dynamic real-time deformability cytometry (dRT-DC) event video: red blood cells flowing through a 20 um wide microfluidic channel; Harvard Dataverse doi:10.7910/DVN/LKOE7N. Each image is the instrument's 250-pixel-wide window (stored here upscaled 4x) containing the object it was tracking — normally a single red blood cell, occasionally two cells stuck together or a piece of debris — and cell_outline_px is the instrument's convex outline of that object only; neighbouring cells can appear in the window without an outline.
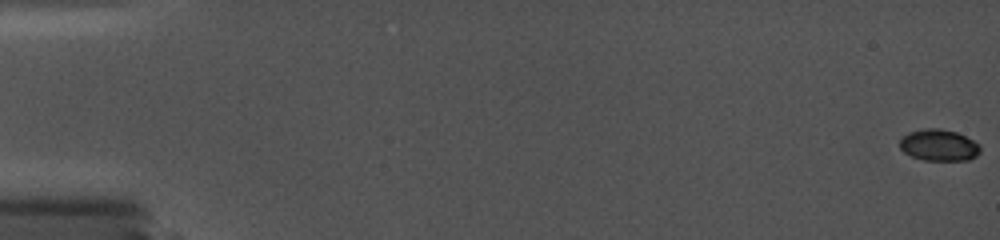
{"species": "common noctule bat (a hibernating species)", "species_latin": "Nyctalus noctula", "temperature_condition": "cold", "stored_images_in_passage": 83, "camera_frame_rate_fps": 5000, "um_per_image_px": 0.085, "animal": {"sex": "female", "body_mass_g": 19.0, "forearm_length_mm": 56.7}, "frame": {"image": 1, "passage_image": 1, "time_ms": 0.0, "image_size_px": [1000, 240], "cell_outline_px": [[980, 152], [976, 156], [968, 160], [924, 160], [912, 156], [904, 152], [900, 148], [900, 136], [908, 132], [924, 128], [940, 128], [956, 132], [980, 144]], "centroid_in_image_um": [79.78, 12.33], "position_along_channel_um": 5.2, "area_um2": 14.85}}
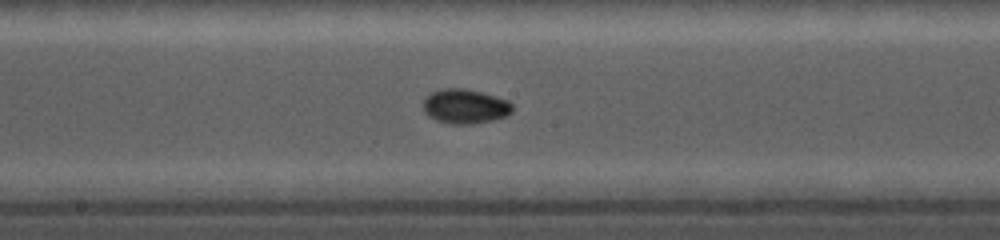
{"frame": {"image": 2, "passage_image": 48, "time_ms": 10.0, "image_size_px": [1000, 240], "cell_outline_px": [[512, 112], [508, 116], [492, 120], [472, 124], [452, 124], [436, 120], [428, 116], [424, 112], [424, 100], [428, 92], [440, 88], [464, 88], [496, 96], [508, 100], [512, 104]], "centroid_in_image_um": [39.52, 9.03], "position_along_channel_um": 208.7, "area_um2": 18.15}}
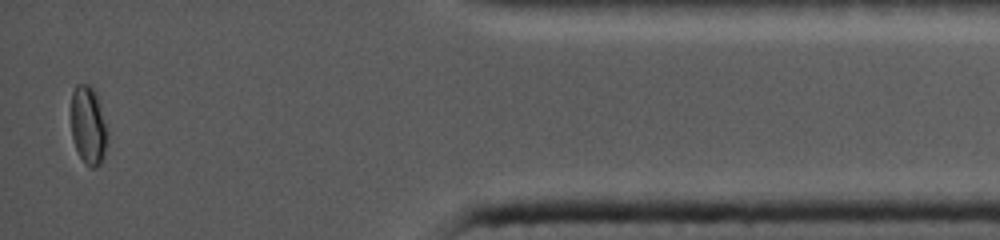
{"frame": {"image": 3, "passage_image": 81, "time_ms": 16.6, "image_size_px": [1000, 240], "cell_outline_px": [[108, 136], [104, 156], [100, 164], [92, 168], [84, 164], [76, 148], [72, 136], [72, 92], [76, 84], [88, 84], [96, 92], [108, 132]], "centroid_in_image_um": [7.52, 10.67], "position_along_channel_um": 427.7, "area_um2": 16.53}}